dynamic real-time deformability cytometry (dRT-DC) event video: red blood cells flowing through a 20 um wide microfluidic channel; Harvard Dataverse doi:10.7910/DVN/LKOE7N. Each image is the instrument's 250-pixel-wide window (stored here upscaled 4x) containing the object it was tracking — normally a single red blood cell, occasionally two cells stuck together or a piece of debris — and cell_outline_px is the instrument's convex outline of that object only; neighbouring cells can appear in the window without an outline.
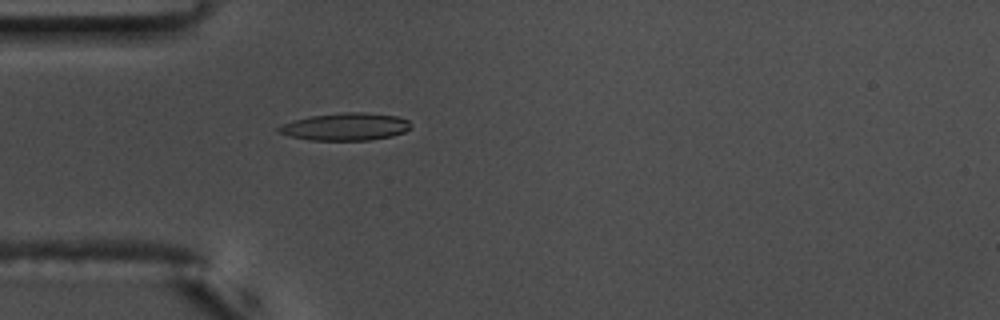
{"species": "common noctule bat (a hibernating species)", "species_latin": "Nyctalus noctula", "temperature_condition": "warm", "stored_images_in_passage": 46, "camera_frame_rate_fps": 3000, "um_per_image_px": 0.085, "animal": {"sex": "male", "body_mass_g": 17.5, "forearm_length_mm": 52.3}, "frame": {"image": 1, "passage_image": 7, "time_ms": 2.0, "image_size_px": [1000, 320], "cell_outline_px": [[412, 124], [404, 132], [392, 136], [368, 140], [312, 140], [288, 136], [276, 132], [276, 128], [284, 124], [296, 120], [312, 116], [340, 112], [364, 112], [396, 116], [408, 120]], "centroid_in_image_um": [29.36, 10.77], "position_along_channel_um": 55.6, "area_um2": 21.04}}
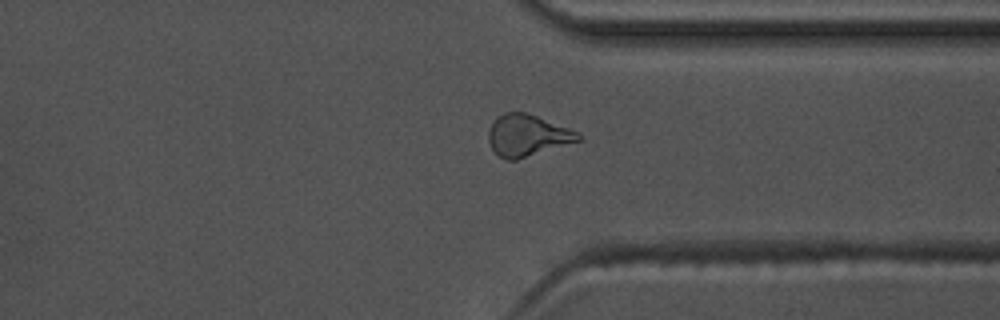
{"frame": {"image": 2, "passage_image": 33, "time_ms": 10.667, "image_size_px": [1000, 320], "cell_outline_px": [[584, 140], [516, 160], [504, 160], [492, 148], [488, 140], [488, 132], [492, 120], [504, 112], [524, 112], [536, 116], [568, 128], [576, 132]], "centroid_in_image_um": [44.81, 11.52], "position_along_channel_um": 366.6, "area_um2": 21.73}, "authors_computed_cell_mechanics": {"area_um2": 20.6057, "velocity_mm_per_s": 3.6536, "shape_relaxation_time_tau1_ms": 7.6964, "shape_relaxation_time_tau2_ms": 2.7047, "deformation_change_tau1": 0.2195, "deformation_change_tau2": 0.1117}}